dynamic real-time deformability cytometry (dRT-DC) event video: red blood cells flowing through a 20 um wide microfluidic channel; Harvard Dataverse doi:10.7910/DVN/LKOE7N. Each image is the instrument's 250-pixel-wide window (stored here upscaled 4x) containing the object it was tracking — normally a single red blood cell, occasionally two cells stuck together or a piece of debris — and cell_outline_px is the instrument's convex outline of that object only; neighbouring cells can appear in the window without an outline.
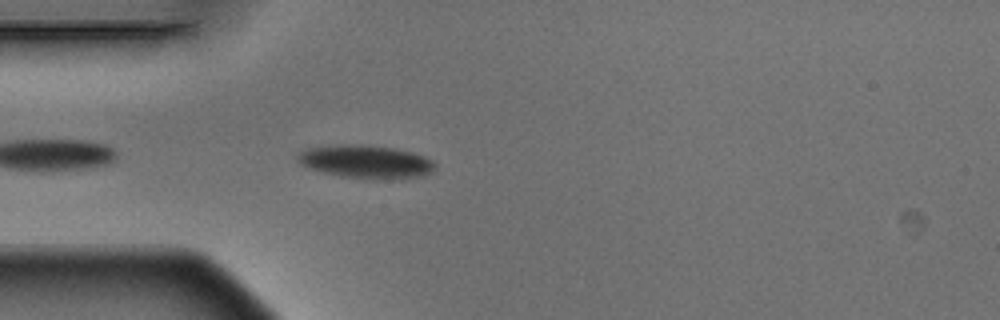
{"species": "Egyptian fruit bat (a non-hibernating species)", "species_latin": "Rousettus aegyptiacus", "temperature_condition": "warm", "stored_images_in_passage": 3, "camera_frame_rate_fps": 3000, "um_per_image_px": 0.085, "animal": {"sex": "male"}, "frame": {"image": 1, "passage_image": 3, "time_ms": 0.667, "image_size_px": [1000, 320], "cell_outline_px": [[436, 168], [432, 172], [424, 176], [400, 180], [344, 176], [324, 172], [300, 164], [296, 160], [296, 156], [300, 152], [308, 148], [344, 144], [364, 144], [396, 148], [412, 152], [424, 156], [432, 160], [436, 164]], "centroid_in_image_um": [31.18, 13.74], "position_along_channel_um": 53.8, "area_um2": 26.65}}